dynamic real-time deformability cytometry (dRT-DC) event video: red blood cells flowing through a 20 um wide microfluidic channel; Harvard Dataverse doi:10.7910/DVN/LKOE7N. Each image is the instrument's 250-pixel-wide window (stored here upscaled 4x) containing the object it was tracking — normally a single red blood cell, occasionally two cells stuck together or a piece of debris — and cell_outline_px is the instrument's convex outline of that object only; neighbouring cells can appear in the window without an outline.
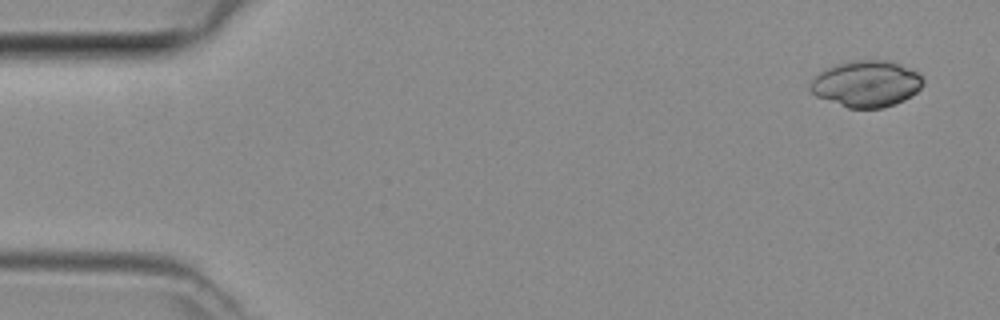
{"species": "common noctule bat (a hibernating species)", "species_latin": "Nyctalus noctula", "temperature_condition": "room temperature", "stored_images_in_passage": 3, "camera_frame_rate_fps": 3000, "um_per_image_px": 0.085, "animal": {"sex": "female", "body_mass_g": 29.2, "forearm_length_mm": 56.3}, "frame": {"image": 1, "passage_image": 1, "time_ms": 0.0, "image_size_px": [1000, 320], "cell_outline_px": [[924, 84], [912, 96], [896, 104], [884, 108], [848, 108], [816, 96], [808, 88], [808, 84], [820, 72], [828, 68], [840, 64], [856, 60], [888, 60], [900, 64], [920, 72], [924, 80]], "centroid_in_image_um": [73.68, 7.13], "position_along_channel_um": 11.3, "area_um2": 30.58}}